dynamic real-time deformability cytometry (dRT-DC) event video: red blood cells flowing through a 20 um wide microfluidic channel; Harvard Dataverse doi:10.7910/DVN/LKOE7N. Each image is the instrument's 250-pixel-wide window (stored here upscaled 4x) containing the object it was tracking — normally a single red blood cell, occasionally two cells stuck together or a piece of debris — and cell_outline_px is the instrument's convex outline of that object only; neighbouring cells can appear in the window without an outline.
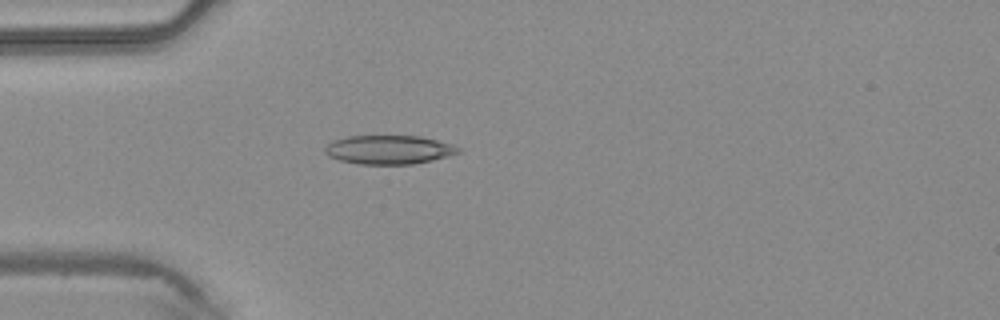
{"species": "common noctule bat (a hibernating species)", "species_latin": "Nyctalus noctula", "temperature_condition": "warm", "stored_images_in_passage": 34, "camera_frame_rate_fps": 3000, "um_per_image_px": 0.085, "animal": {"sex": "male", "body_mass_g": 20.4}, "frame": {"image": 1, "passage_image": 2, "time_ms": 0.333, "image_size_px": [1000, 320], "cell_outline_px": [[460, 152], [432, 160], [412, 164], [360, 164], [340, 160], [328, 156], [324, 152], [324, 148], [328, 144], [336, 140], [348, 136], [420, 136], [452, 144], [460, 148]], "centroid_in_image_um": [33.05, 12.72], "position_along_channel_um": 52.0, "area_um2": 22.2}}
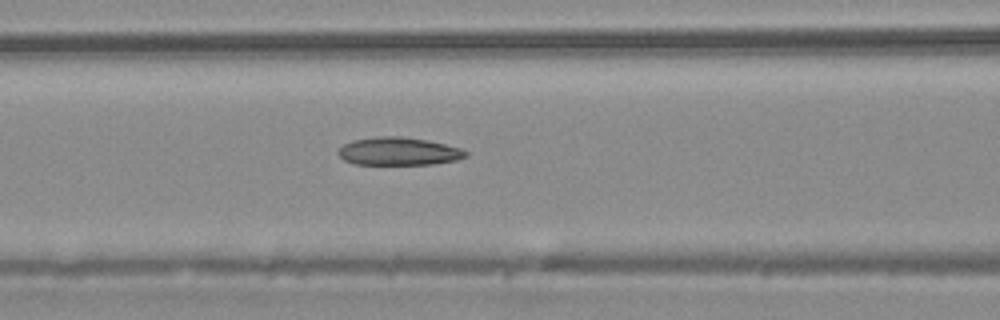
{"frame": {"image": 2, "passage_image": 8, "time_ms": 2.333, "image_size_px": [1000, 320], "cell_outline_px": [[468, 156], [456, 160], [432, 164], [356, 164], [344, 160], [336, 152], [344, 144], [352, 140], [380, 136], [400, 136], [428, 140], [460, 148], [468, 152]], "centroid_in_image_um": [33.88, 12.86], "position_along_channel_um": 132.7, "area_um2": 20.69}}
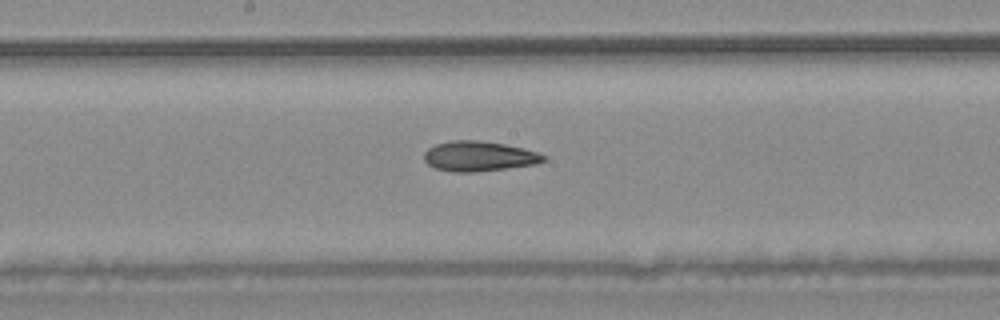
{"frame": {"image": 3, "passage_image": 13, "time_ms": 4.0, "image_size_px": [1000, 320], "cell_outline_px": [[548, 156], [544, 160], [536, 164], [472, 172], [452, 172], [436, 168], [428, 164], [424, 160], [424, 152], [428, 148], [436, 144], [452, 140], [476, 140], [504, 144], [524, 148], [540, 152]], "centroid_in_image_um": [40.72, 13.27], "position_along_channel_um": 207.5, "area_um2": 20.87}}